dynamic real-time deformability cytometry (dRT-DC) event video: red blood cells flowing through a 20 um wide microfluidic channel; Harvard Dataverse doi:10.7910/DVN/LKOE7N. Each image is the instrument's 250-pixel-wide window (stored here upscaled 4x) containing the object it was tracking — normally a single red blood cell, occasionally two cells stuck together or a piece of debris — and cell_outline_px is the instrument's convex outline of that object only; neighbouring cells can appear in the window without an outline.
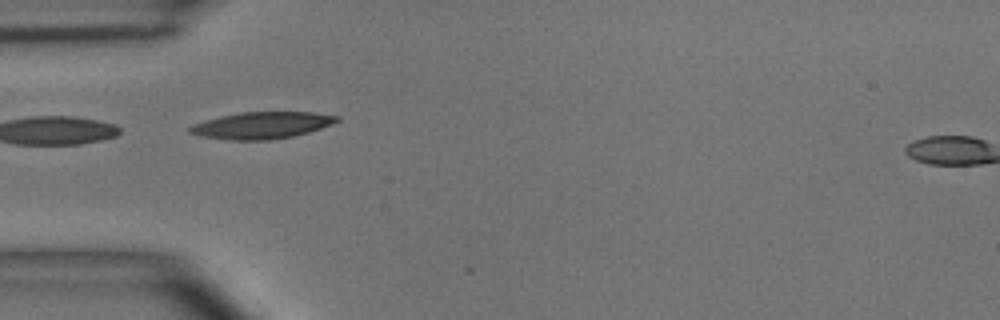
{"species": "common noctule bat (a hibernating species)", "species_latin": "Nyctalus noctula", "temperature_condition": "room temperature", "stored_images_in_passage": 5, "camera_frame_rate_fps": 3000, "um_per_image_px": 0.085, "animal": {"sex": "male", "body_mass_g": 15.6}, "frame": {"image": 1, "passage_image": 4, "time_ms": 3.667, "image_size_px": [1000, 320], "cell_outline_px": [[340, 120], [332, 124], [308, 132], [292, 136], [268, 140], [232, 140], [200, 136], [188, 132], [188, 128], [192, 124], [204, 120], [220, 116], [240, 112], [312, 112], [340, 116]], "centroid_in_image_um": [22.23, 10.64], "position_along_channel_um": 62.8, "area_um2": 22.95}}